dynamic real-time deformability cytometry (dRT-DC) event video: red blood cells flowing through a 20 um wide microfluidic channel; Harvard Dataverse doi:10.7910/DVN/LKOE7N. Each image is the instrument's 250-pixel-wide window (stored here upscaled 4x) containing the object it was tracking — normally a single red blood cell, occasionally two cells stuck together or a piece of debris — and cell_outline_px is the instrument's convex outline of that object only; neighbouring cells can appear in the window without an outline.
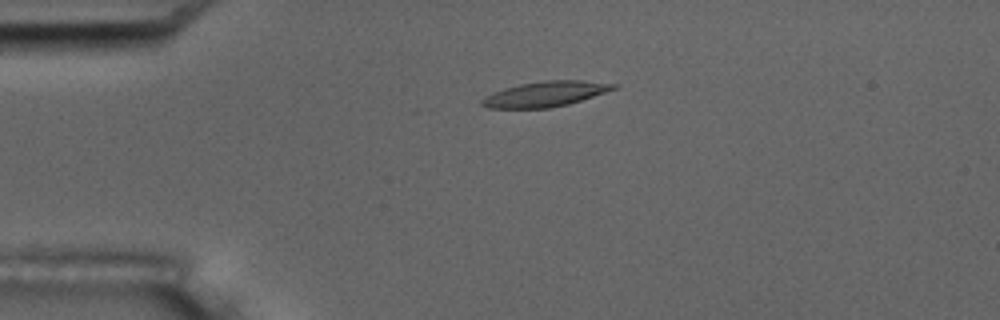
{"species": "common noctule bat (a hibernating species)", "species_latin": "Nyctalus noctula", "temperature_condition": "room temperature", "stored_images_in_passage": 36, "camera_frame_rate_fps": 3000, "um_per_image_px": 0.085, "animal": {"sex": "male", "body_mass_g": 17.5, "forearm_length_mm": 52.3}, "frame": {"image": 1, "passage_image": 2, "time_ms": 0.333, "image_size_px": [1000, 320], "cell_outline_px": [[620, 84], [616, 88], [568, 104], [548, 108], [488, 108], [480, 104], [480, 100], [484, 96], [504, 88], [520, 84], [548, 80], [584, 80]], "centroid_in_image_um": [46.33, 7.98], "position_along_channel_um": 38.7, "area_um2": 19.25}}
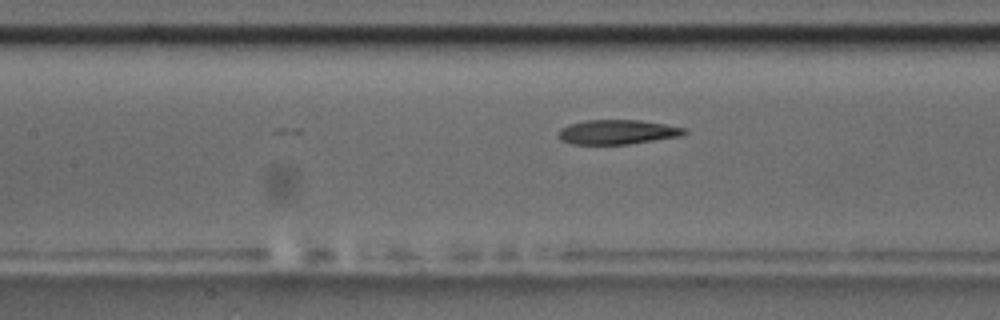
{"frame": {"image": 2, "passage_image": 14, "time_ms": 4.333, "image_size_px": [1000, 320], "cell_outline_px": [[688, 132], [680, 136], [628, 144], [572, 144], [560, 140], [556, 136], [560, 128], [568, 124], [584, 120], [640, 120], [688, 128]], "centroid_in_image_um": [52.44, 11.22], "position_along_channel_um": 155.0, "area_um2": 18.15}}
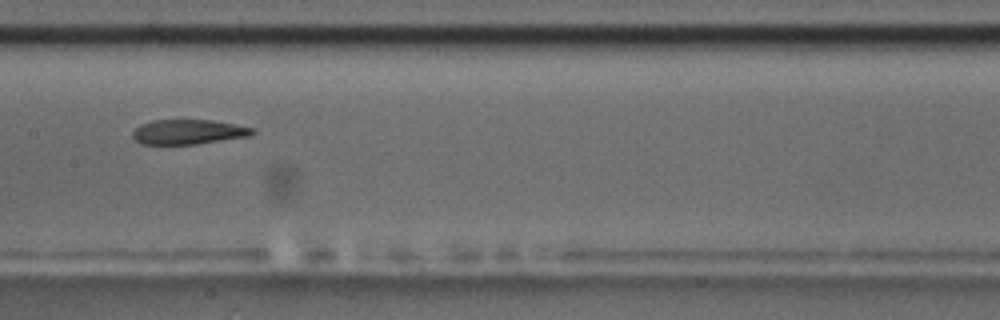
{"frame": {"image": 3, "passage_image": 17, "time_ms": 5.333, "image_size_px": [1000, 320], "cell_outline_px": [[256, 132], [248, 136], [196, 144], [140, 144], [132, 136], [132, 132], [140, 124], [152, 120], [212, 120], [236, 124], [256, 128]], "centroid_in_image_um": [16.01, 11.2], "position_along_channel_um": 191.4, "area_um2": 17.34}, "authors_computed_cell_mechanics": {"area_um2": 19.0162, "velocity_mm_per_s": 3.6844, "shape_relaxation_time_tau1_ms": 8.024, "shape_relaxation_time_tau2_ms": 3.3709, "deformation_change_tau1": 0.2153, "deformation_change_tau2": 0.1166}}